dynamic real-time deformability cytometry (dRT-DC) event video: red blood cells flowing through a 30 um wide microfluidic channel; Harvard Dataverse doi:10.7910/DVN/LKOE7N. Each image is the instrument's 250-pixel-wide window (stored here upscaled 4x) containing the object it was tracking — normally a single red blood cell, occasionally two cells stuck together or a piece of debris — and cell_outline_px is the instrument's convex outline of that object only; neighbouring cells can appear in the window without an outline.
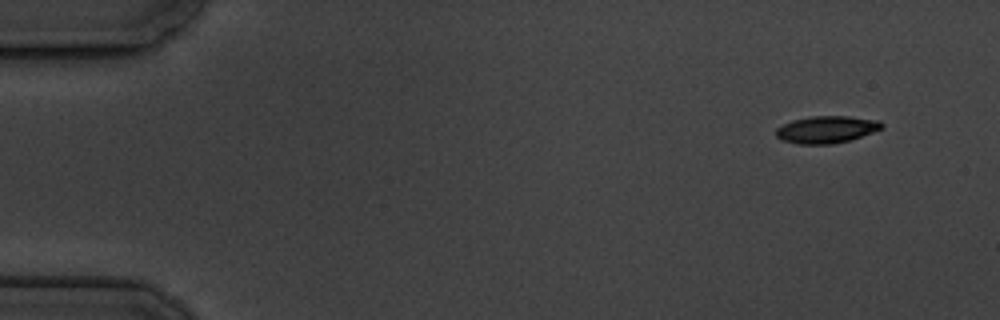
{"species": "common noctule bat (a hibernating species)", "species_latin": "Nyctalus noctula", "temperature_condition": "cold", "stored_images_in_passage": 6, "camera_frame_rate_fps": 3000, "um_per_image_px": 0.085, "animal": {"sex": "male", "body_mass_g": 19.5, "forearm_length_mm": 54.6}, "frame": {"image": 1, "passage_image": 1, "time_ms": 0.0, "image_size_px": [1000, 320], "cell_outline_px": [[884, 128], [848, 140], [832, 144], [796, 144], [780, 140], [776, 136], [776, 128], [792, 120], [812, 116], [848, 116], [880, 120], [884, 124]], "centroid_in_image_um": [70.24, 11.0], "position_along_channel_um": 14.8, "area_um2": 16.76}}
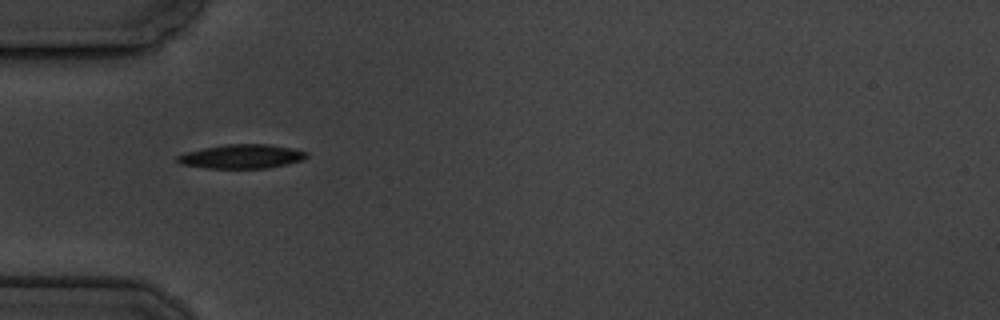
{"frame": {"image": 2, "passage_image": 5, "time_ms": 4.667, "image_size_px": [1000, 320], "cell_outline_px": [[308, 156], [304, 160], [268, 168], [208, 168], [180, 164], [176, 160], [176, 156], [184, 152], [224, 144], [268, 144], [308, 152]], "centroid_in_image_um": [20.52, 13.3], "position_along_channel_um": 64.5, "area_um2": 18.09}}